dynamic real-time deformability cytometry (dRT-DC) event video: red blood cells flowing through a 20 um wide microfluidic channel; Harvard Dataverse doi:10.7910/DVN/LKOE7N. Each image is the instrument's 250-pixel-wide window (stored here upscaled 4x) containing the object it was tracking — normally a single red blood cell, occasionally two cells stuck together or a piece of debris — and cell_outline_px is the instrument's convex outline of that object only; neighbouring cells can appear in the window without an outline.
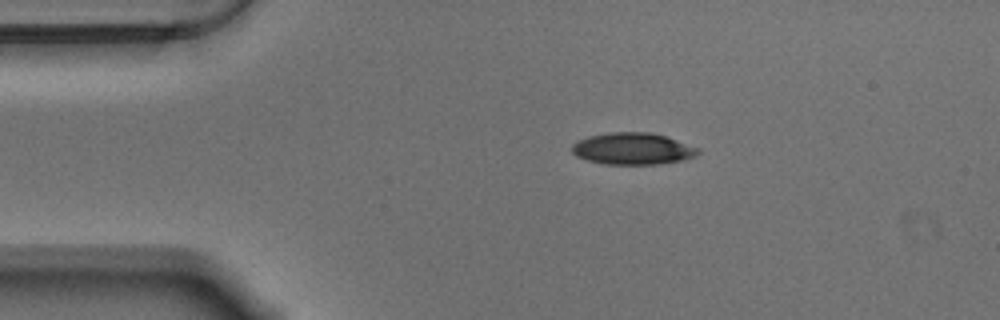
{"species": "Egyptian fruit bat (a non-hibernating species)", "species_latin": "Rousettus aegyptiacus", "temperature_condition": "warm", "stored_images_in_passage": 47, "camera_frame_rate_fps": 3000, "um_per_image_px": 0.085, "animal": {"sex": "male"}, "frame": {"image": 1, "passage_image": 1, "time_ms": 0.0, "image_size_px": [1000, 320], "cell_outline_px": [[700, 152], [696, 156], [680, 160], [656, 164], [604, 164], [588, 160], [576, 156], [572, 152], [572, 144], [588, 136], [612, 132], [648, 132], [664, 136], [700, 148]], "centroid_in_image_um": [53.77, 12.64], "position_along_channel_um": 31.2, "area_um2": 23.12}}
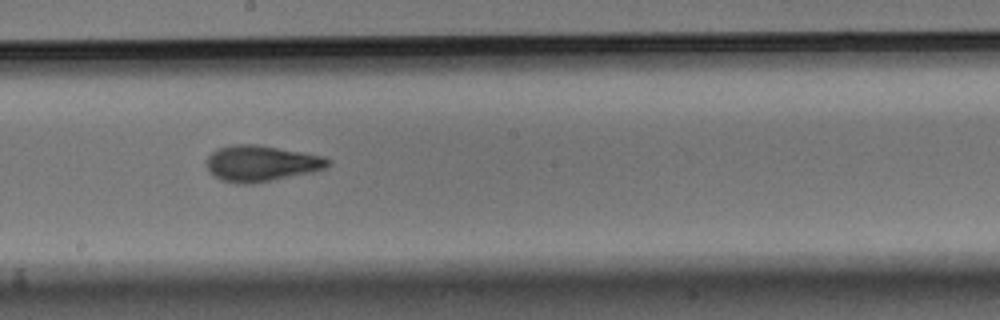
{"frame": {"image": 2, "passage_image": 21, "time_ms": 6.667, "image_size_px": [1000, 320], "cell_outline_px": [[332, 164], [328, 168], [312, 172], [252, 184], [236, 184], [220, 180], [212, 176], [208, 172], [208, 156], [216, 148], [232, 144], [256, 144], [324, 156], [332, 160]], "centroid_in_image_um": [22.21, 13.9], "position_along_channel_um": 226.0, "area_um2": 25.78}}
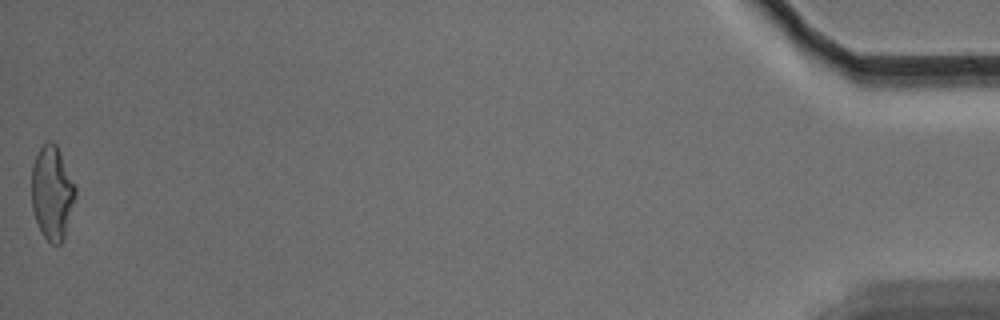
{"frame": {"image": 3, "passage_image": 47, "time_ms": 15.333, "image_size_px": [1000, 320], "cell_outline_px": [[76, 196], [64, 236], [60, 244], [56, 248], [44, 236], [36, 220], [32, 208], [32, 164], [40, 148], [48, 140], [52, 140], [56, 144], [60, 152], [76, 188]], "centroid_in_image_um": [4.43, 16.38], "position_along_channel_um": 430.8, "area_um2": 23.7}, "authors_computed_cell_mechanics": {"area_um2": 24.3338, "velocity_mm_per_s": 3.5413, "shape_relaxation_time_tau1_ms": 4.8747, "shape_relaxation_time_tau2_ms": 1.9145, "deformation_change_tau1": 0.1748, "deformation_change_tau2": 0.1007}}